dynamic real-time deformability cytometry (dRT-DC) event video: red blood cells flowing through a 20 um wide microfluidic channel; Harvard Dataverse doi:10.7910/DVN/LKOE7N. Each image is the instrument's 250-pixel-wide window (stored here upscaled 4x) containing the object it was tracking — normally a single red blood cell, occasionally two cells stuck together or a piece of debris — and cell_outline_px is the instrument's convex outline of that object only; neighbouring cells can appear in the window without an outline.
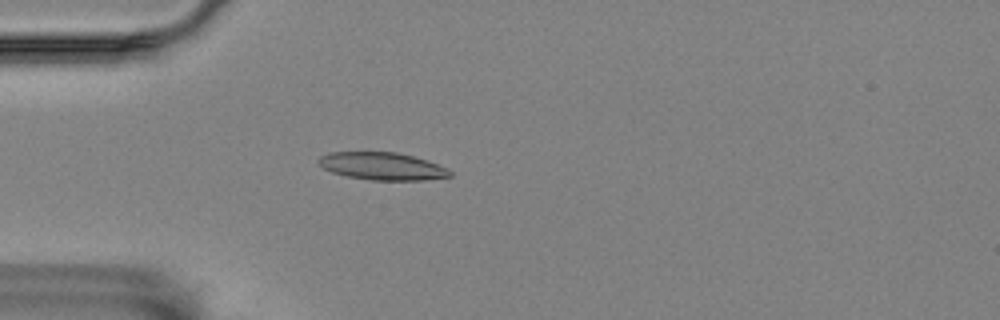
{"species": "Egyptian fruit bat (a non-hibernating species)", "species_latin": "Rousettus aegyptiacus", "temperature_condition": "room temperature", "stored_images_in_passage": 7, "camera_frame_rate_fps": 3000, "um_per_image_px": 0.085, "animal": {"sex": "female"}, "frame": {"image": 1, "passage_image": 1, "time_ms": 0.0, "image_size_px": [1000, 320], "cell_outline_px": [[452, 176], [420, 180], [372, 180], [348, 176], [332, 172], [324, 168], [316, 160], [320, 156], [328, 152], [396, 152], [428, 160], [452, 172]], "centroid_in_image_um": [32.45, 14.12], "position_along_channel_um": 52.5, "area_um2": 20.87}}
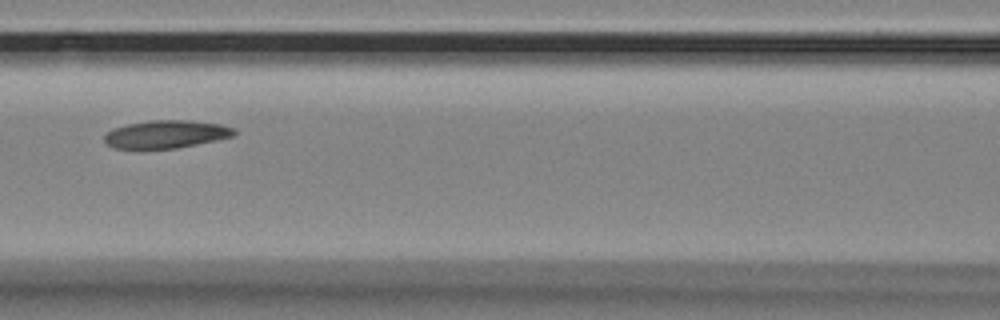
{"frame": {"image": 2, "passage_image": 4, "time_ms": 1.0, "image_size_px": [1000, 320], "cell_outline_px": [[236, 132], [232, 136], [216, 140], [176, 148], [112, 148], [104, 140], [104, 132], [112, 128], [128, 124], [148, 120], [192, 120], [220, 124], [236, 128]], "centroid_in_image_um": [14.1, 11.39], "position_along_channel_um": 152.5, "area_um2": 21.1}}
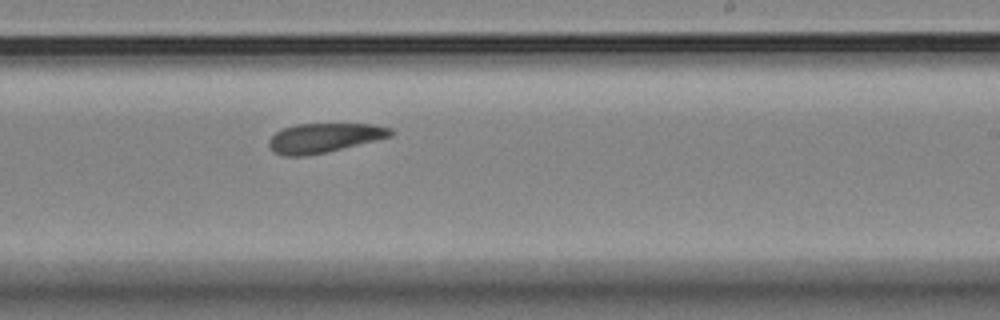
{"frame": {"image": 3, "passage_image": 7, "time_ms": 2.0, "image_size_px": [1000, 320], "cell_outline_px": [[396, 132], [392, 136], [376, 140], [324, 152], [304, 156], [284, 156], [272, 152], [268, 144], [268, 140], [276, 132], [284, 128], [296, 124], [372, 124], [392, 128]], "centroid_in_image_um": [27.54, 11.71], "position_along_channel_um": 261.5, "area_um2": 20.75}}